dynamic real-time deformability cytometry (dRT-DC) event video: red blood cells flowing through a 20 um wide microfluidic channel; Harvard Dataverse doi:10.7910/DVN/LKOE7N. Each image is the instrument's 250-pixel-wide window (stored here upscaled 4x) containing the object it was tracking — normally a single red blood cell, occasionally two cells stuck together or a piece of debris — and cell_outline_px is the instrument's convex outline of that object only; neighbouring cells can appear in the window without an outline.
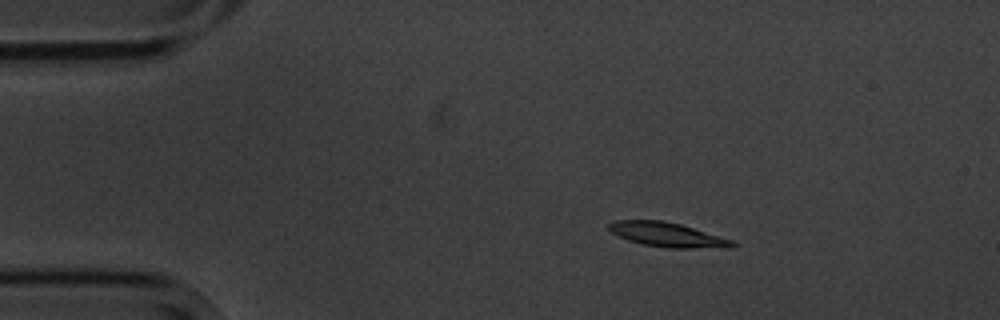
{"species": "common noctule bat (a hibernating species)", "species_latin": "Nyctalus noctula", "temperature_condition": "cold", "stored_images_in_passage": 5, "camera_frame_rate_fps": 3000, "um_per_image_px": 0.085, "animal": {"sex": "male", "body_mass_g": 20.1, "forearm_length_mm": 53.5}, "frame": {"image": 1, "passage_image": 3, "time_ms": 2.333, "image_size_px": [1000, 320], "cell_outline_px": [[736, 248], [668, 248], [644, 244], [628, 240], [612, 232], [608, 228], [608, 224], [616, 220], [664, 220], [680, 224], [732, 240], [736, 244]], "centroid_in_image_um": [56.76, 19.95], "position_along_channel_um": 28.2, "area_um2": 17.46}}
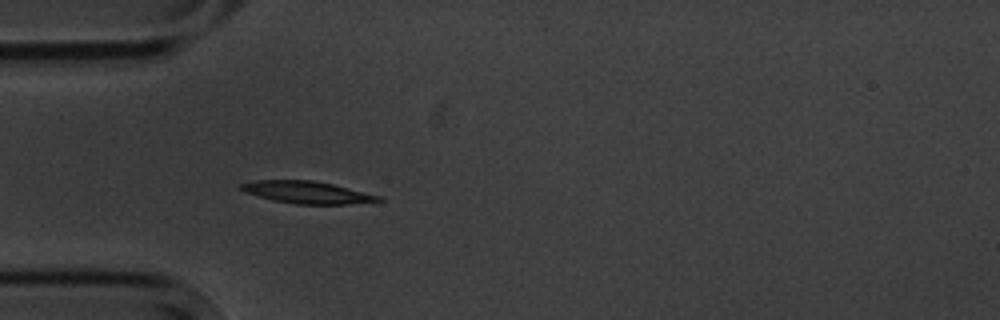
{"frame": {"image": 2, "passage_image": 5, "time_ms": 4.667, "image_size_px": [1000, 320], "cell_outline_px": [[384, 200], [348, 204], [296, 204], [276, 200], [244, 192], [240, 188], [240, 184], [256, 180], [312, 180], [332, 184], [380, 196]], "centroid_in_image_um": [26.09, 16.34], "position_along_channel_um": 58.9, "area_um2": 17.4}}